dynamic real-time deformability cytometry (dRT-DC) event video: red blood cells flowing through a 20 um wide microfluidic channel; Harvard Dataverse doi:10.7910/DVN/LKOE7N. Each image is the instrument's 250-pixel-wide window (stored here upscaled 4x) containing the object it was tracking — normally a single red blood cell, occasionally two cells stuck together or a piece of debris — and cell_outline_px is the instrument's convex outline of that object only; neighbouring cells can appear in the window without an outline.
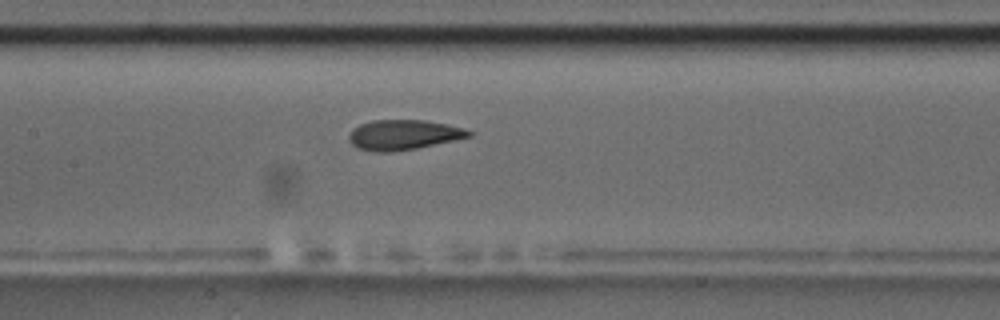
{"species": "common noctule bat (a hibernating species)", "species_latin": "Nyctalus noctula", "temperature_condition": "room temperature", "stored_images_in_passage": 21, "camera_frame_rate_fps": 3000, "um_per_image_px": 0.085, "animal": {"sex": "male", "body_mass_g": 17.5, "forearm_length_mm": 52.3}, "frame": {"image": 1, "passage_image": 10, "time_ms": 3.0, "image_size_px": [1000, 320], "cell_outline_px": [[472, 136], [416, 148], [388, 152], [376, 152], [360, 148], [352, 144], [348, 140], [348, 136], [352, 128], [360, 124], [372, 120], [424, 120], [464, 128], [472, 132]], "centroid_in_image_um": [34.26, 11.45], "position_along_channel_um": 173.1, "area_um2": 20.75}}
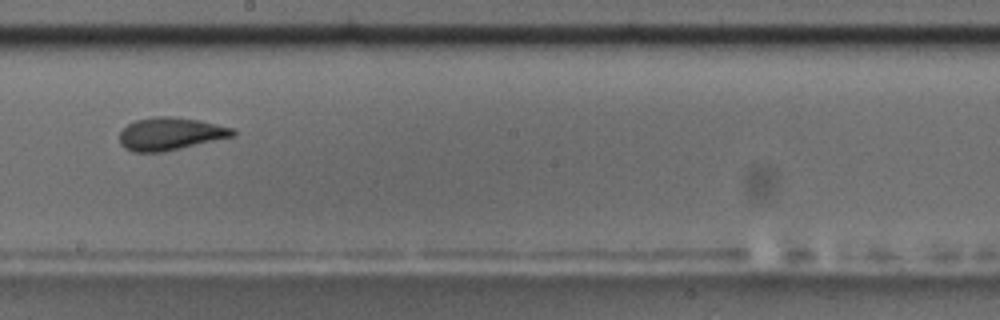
{"frame": {"image": 2, "passage_image": 15, "time_ms": 4.667, "image_size_px": [1000, 320], "cell_outline_px": [[236, 136], [164, 152], [132, 152], [124, 148], [120, 144], [120, 132], [128, 124], [136, 120], [152, 116], [172, 116], [196, 120], [236, 128]], "centroid_in_image_um": [14.5, 11.38], "position_along_channel_um": 233.7, "area_um2": 21.79}}